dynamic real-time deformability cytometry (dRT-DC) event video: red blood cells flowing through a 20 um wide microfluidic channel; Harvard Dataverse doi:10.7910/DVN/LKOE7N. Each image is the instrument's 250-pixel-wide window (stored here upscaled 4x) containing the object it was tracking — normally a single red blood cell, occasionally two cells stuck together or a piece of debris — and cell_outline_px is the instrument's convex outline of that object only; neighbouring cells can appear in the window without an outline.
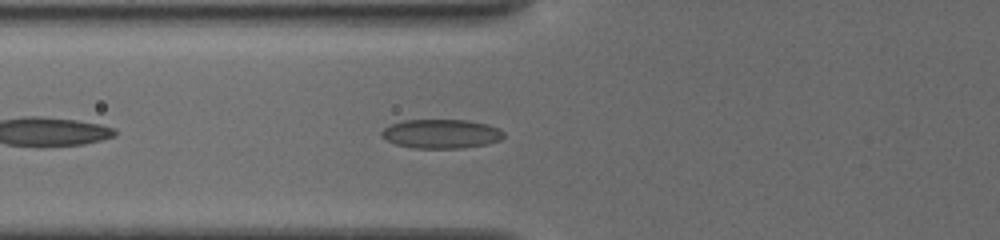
{"species": "common noctule bat (a hibernating species)", "species_latin": "Nyctalus noctula", "temperature_condition": "cold", "stored_images_in_passage": 19, "camera_frame_rate_fps": 3000, "um_per_image_px": 0.085, "animal": {"sex": "female", "body_mass_g": 19.5, "forearm_length_mm": 54.1}, "frame": {"image": 1, "passage_image": 6, "time_ms": 1.333, "image_size_px": [1000, 240], "cell_outline_px": [[504, 136], [500, 140], [488, 144], [460, 148], [416, 148], [396, 144], [380, 136], [380, 132], [384, 128], [392, 124], [404, 120], [468, 120], [488, 124], [504, 132]], "centroid_in_image_um": [37.51, 11.37], "position_along_channel_um": 88.3, "area_um2": 20.63}}
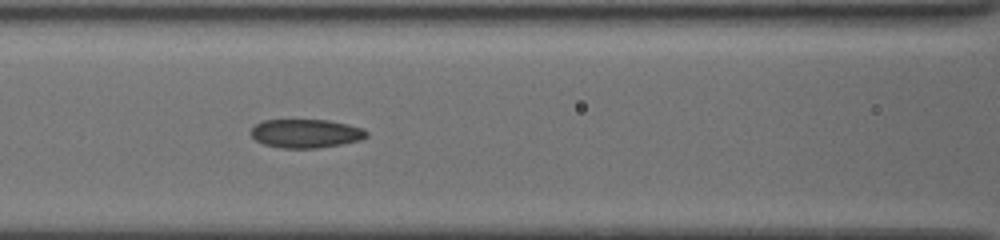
{"frame": {"image": 2, "passage_image": 11, "time_ms": 2.667, "image_size_px": [1000, 240], "cell_outline_px": [[368, 136], [360, 140], [340, 144], [316, 148], [280, 148], [264, 144], [256, 140], [252, 136], [252, 128], [256, 124], [264, 120], [328, 120], [348, 124], [360, 128], [368, 132]], "centroid_in_image_um": [26.0, 11.34], "position_along_channel_um": 140.6, "area_um2": 19.13}}
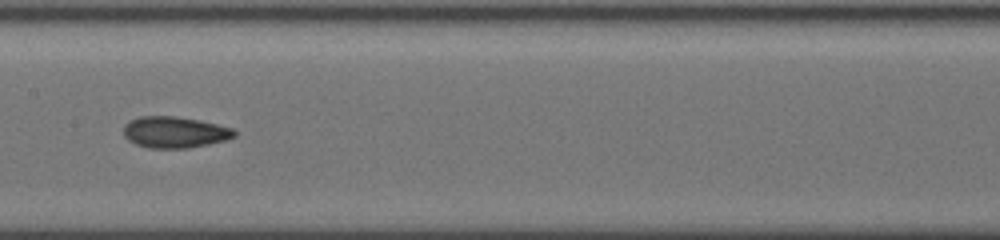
{"frame": {"image": 3, "passage_image": 16, "time_ms": 4.0, "image_size_px": [1000, 240], "cell_outline_px": [[236, 136], [224, 140], [208, 144], [188, 148], [148, 148], [136, 144], [128, 140], [124, 136], [124, 124], [128, 120], [140, 116], [176, 116], [200, 120], [232, 128], [236, 132]], "centroid_in_image_um": [14.81, 11.23], "position_along_channel_um": 192.6, "area_um2": 20.29}}